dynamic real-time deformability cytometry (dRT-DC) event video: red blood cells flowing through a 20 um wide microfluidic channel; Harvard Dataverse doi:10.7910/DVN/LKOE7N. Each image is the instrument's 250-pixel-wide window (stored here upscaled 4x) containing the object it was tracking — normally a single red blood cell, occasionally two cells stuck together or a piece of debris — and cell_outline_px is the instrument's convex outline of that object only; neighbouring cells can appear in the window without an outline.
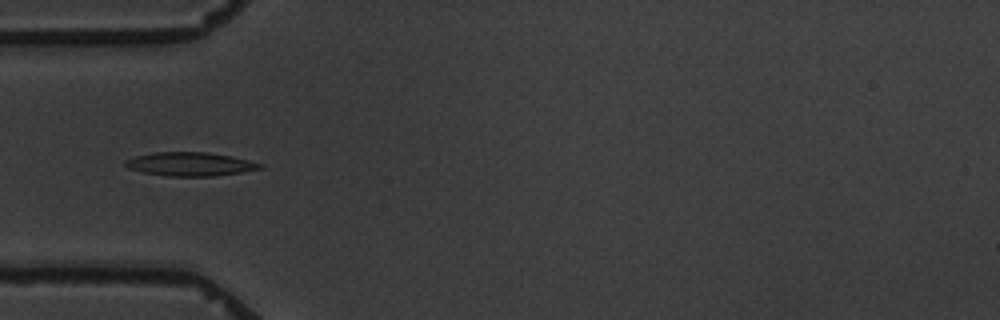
{"species": "common noctule bat (a hibernating species)", "species_latin": "Nyctalus noctula", "temperature_condition": "warm", "stored_images_in_passage": 5, "camera_frame_rate_fps": 3000, "um_per_image_px": 0.085, "animal": {"sex": "male", "body_mass_g": 19.5, "forearm_length_mm": 54.6}, "frame": {"image": 1, "passage_image": 5, "time_ms": 5.333, "image_size_px": [1000, 320], "cell_outline_px": [[264, 168], [240, 172], [212, 176], [168, 176], [144, 172], [128, 168], [124, 164], [124, 160], [136, 156], [156, 152], [208, 152], [248, 160], [264, 164]], "centroid_in_image_um": [16.16, 13.94], "position_along_channel_um": 68.8, "area_um2": 18.38}}